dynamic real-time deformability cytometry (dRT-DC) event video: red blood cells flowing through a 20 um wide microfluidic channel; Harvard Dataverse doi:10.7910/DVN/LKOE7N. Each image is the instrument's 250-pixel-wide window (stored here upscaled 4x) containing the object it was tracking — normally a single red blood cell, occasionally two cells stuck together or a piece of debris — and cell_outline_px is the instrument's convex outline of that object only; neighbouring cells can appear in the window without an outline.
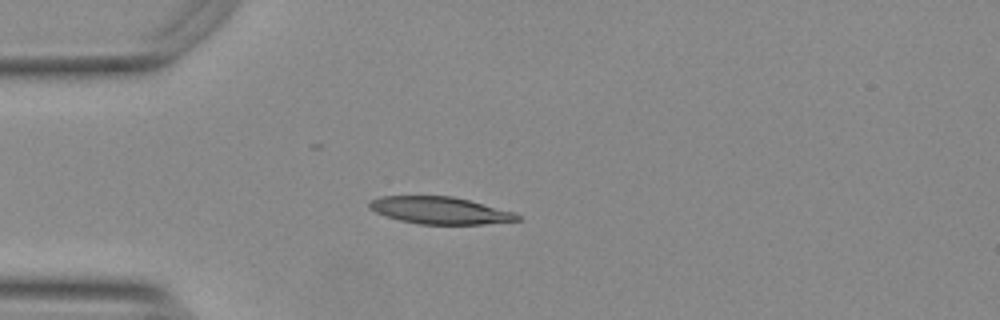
{"species": "Egyptian fruit bat (a non-hibernating species)", "species_latin": "Rousettus aegyptiacus", "temperature_condition": "warm", "stored_images_in_passage": 41, "camera_frame_rate_fps": 3000, "um_per_image_px": 0.085, "animal": {"sex": "female"}, "frame": {"image": 1, "passage_image": 1, "time_ms": 0.0, "image_size_px": [1000, 320], "cell_outline_px": [[520, 220], [484, 224], [420, 224], [400, 220], [376, 212], [368, 208], [368, 200], [380, 196], [452, 196], [516, 212], [520, 216]], "centroid_in_image_um": [37.39, 17.88], "position_along_channel_um": 47.6, "area_um2": 23.35}}
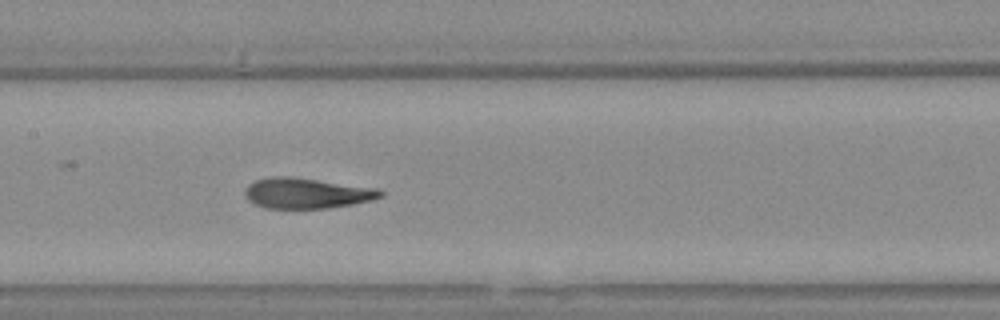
{"frame": {"image": 2, "passage_image": 13, "time_ms": 4.0, "image_size_px": [1000, 320], "cell_outline_px": [[384, 196], [372, 200], [352, 204], [328, 208], [264, 208], [248, 200], [244, 196], [244, 192], [248, 184], [256, 180], [276, 176], [292, 176], [380, 188], [384, 192]], "centroid_in_image_um": [26.1, 16.41], "position_along_channel_um": 181.3, "area_um2": 24.33}}
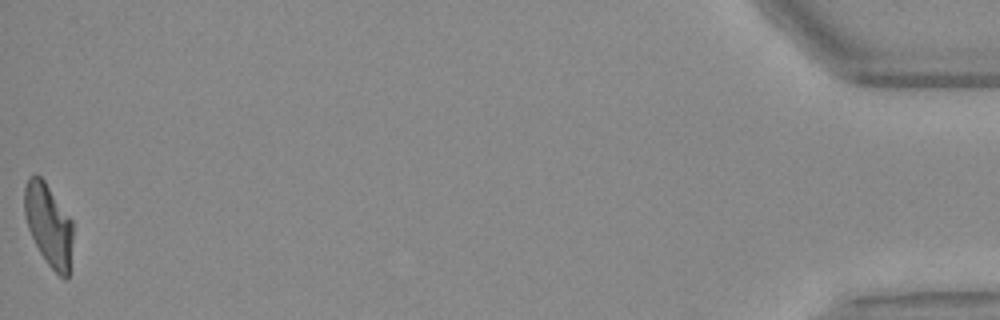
{"frame": {"image": 3, "passage_image": 41, "time_ms": 13.333, "image_size_px": [1000, 320], "cell_outline_px": [[72, 244], [68, 280], [64, 280], [48, 264], [40, 252], [28, 228], [24, 212], [24, 188], [28, 176], [40, 176], [44, 180], [72, 220]], "centroid_in_image_um": [4.13, 19.12], "position_along_channel_um": 431.1, "area_um2": 23.06}, "authors_computed_cell_mechanics": {"area_um2": 24.3338, "velocity_mm_per_s": 3.7379, "shape_relaxation_time_tau1_ms": 7.3133, "shape_relaxation_time_tau2_ms": 1.2336, "deformation_change_tau1": 0.2397, "deformation_change_tau2": 0.0819}}